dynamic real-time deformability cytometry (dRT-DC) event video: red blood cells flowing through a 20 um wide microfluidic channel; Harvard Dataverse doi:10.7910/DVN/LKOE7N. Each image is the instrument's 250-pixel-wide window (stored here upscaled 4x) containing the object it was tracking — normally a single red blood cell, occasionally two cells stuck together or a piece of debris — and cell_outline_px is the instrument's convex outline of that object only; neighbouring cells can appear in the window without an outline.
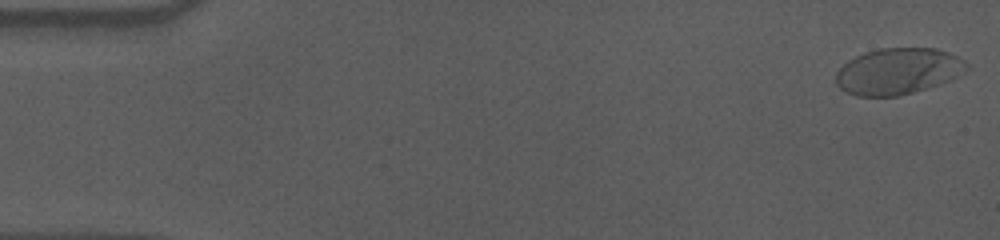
{"species": "human", "species_latin": "Homo sapiens", "temperature_condition": "cold", "stored_images_in_passage": 57, "camera_frame_rate_fps": 3000, "um_per_image_px": 0.085, "donor": {"sex": "male"}, "frame": {"image": 1, "passage_image": 1, "time_ms": 0.0, "image_size_px": [1000, 240], "cell_outline_px": [[972, 68], [948, 80], [912, 92], [896, 96], [856, 96], [840, 88], [836, 84], [836, 72], [848, 60], [864, 52], [880, 48], [936, 48], [948, 52], [964, 60]], "centroid_in_image_um": [76.32, 6.04], "position_along_channel_um": 8.7, "area_um2": 35.03}}
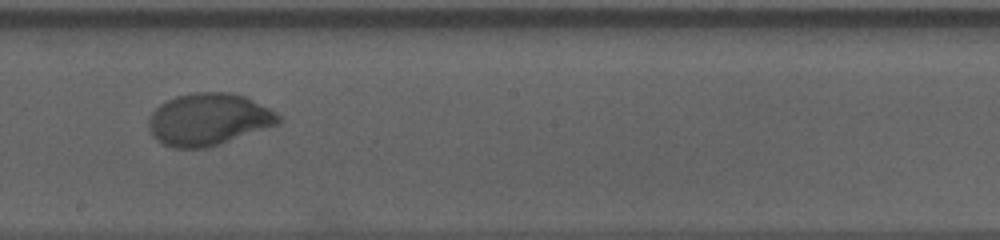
{"frame": {"image": 2, "passage_image": 32, "time_ms": 10.333, "image_size_px": [1000, 240], "cell_outline_px": [[284, 120], [276, 124], [204, 148], [172, 148], [156, 140], [152, 136], [148, 128], [148, 120], [152, 112], [160, 104], [176, 96], [196, 92], [228, 92], [244, 96], [276, 112]], "centroid_in_image_um": [17.67, 10.14], "position_along_channel_um": 230.5, "area_um2": 38.84}}
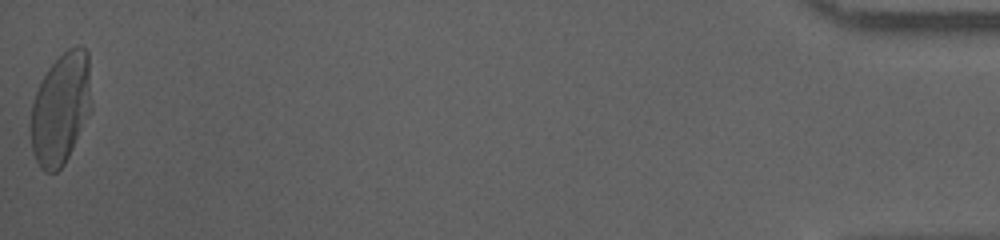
{"frame": {"image": 3, "passage_image": 57, "time_ms": 18.667, "image_size_px": [1000, 240], "cell_outline_px": [[92, 108], [64, 164], [56, 172], [44, 172], [40, 168], [36, 160], [32, 148], [32, 104], [36, 92], [48, 68], [68, 48], [76, 44], [80, 44], [88, 52], [92, 104]], "centroid_in_image_um": [5.2, 9.2], "position_along_channel_um": 430.0, "area_um2": 39.13}, "authors_computed_cell_mechanics": {"area_um2": 38.3214, "velocity_mm_per_s": 3.5512, "shape_relaxation_time_tau1_ms": 3.6987, "shape_relaxation_time_tau2_ms": null, "deformation_change_tau1": 0.1779, "deformation_change_tau2": null}}